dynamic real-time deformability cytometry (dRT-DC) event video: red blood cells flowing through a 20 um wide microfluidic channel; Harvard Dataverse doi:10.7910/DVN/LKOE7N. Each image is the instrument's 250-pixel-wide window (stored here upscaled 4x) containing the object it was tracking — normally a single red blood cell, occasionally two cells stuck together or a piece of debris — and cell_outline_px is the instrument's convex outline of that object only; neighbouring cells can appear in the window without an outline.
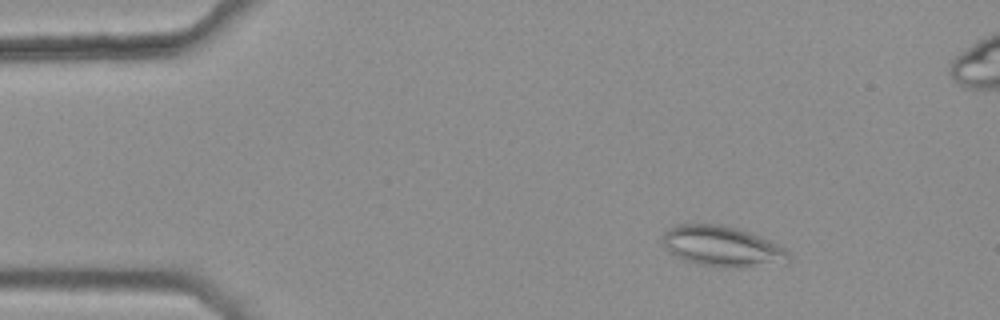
{"species": "common noctule bat (a hibernating species)", "species_latin": "Nyctalus noctula", "temperature_condition": "warm", "stored_images_in_passage": 5, "camera_frame_rate_fps": 3000, "um_per_image_px": 0.085, "animal": {"sex": "female", "body_mass_g": 25.1}, "frame": {"image": 1, "passage_image": 2, "time_ms": 0.333, "image_size_px": [1000, 320], "cell_outline_px": [[792, 256], [788, 260], [740, 268], [720, 268], [700, 264], [684, 260], [668, 252], [664, 248], [660, 240], [660, 236], [668, 228], [676, 224], [720, 224], [736, 228], [748, 232], [768, 240], [784, 248]], "centroid_in_image_um": [61.27, 20.93], "position_along_channel_um": 23.7, "area_um2": 29.71}}